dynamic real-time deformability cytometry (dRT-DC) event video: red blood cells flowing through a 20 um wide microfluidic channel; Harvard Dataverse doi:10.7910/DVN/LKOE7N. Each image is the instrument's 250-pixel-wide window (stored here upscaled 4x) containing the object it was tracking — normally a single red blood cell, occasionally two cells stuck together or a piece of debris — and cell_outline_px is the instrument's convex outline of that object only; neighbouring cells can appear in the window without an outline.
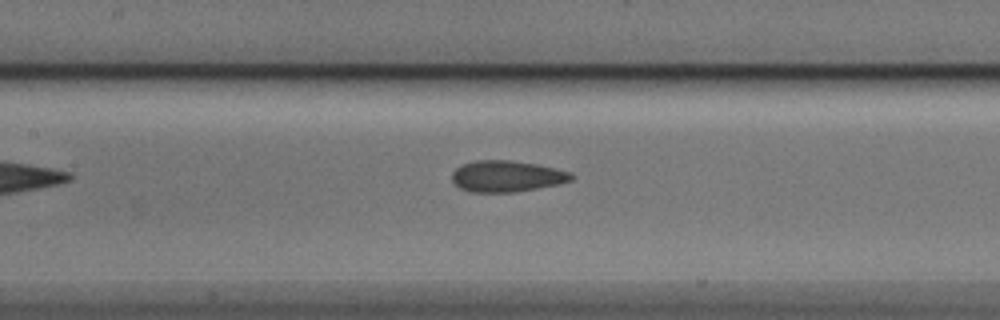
{"species": "Egyptian fruit bat (a non-hibernating species)", "species_latin": "Rousettus aegyptiacus", "temperature_condition": "cold", "stored_images_in_passage": 7, "camera_frame_rate_fps": 3000, "um_per_image_px": 0.085, "animal": {"sex": "male"}, "frame": {"image": 1, "passage_image": 7, "time_ms": 7.0, "image_size_px": [1000, 320], "cell_outline_px": [[576, 176], [572, 180], [560, 184], [516, 192], [468, 192], [460, 188], [452, 180], [452, 172], [460, 164], [476, 160], [508, 160], [536, 164], [572, 172]], "centroid_in_image_um": [43.08, 14.98], "position_along_channel_um": 164.3, "area_um2": 21.96}}